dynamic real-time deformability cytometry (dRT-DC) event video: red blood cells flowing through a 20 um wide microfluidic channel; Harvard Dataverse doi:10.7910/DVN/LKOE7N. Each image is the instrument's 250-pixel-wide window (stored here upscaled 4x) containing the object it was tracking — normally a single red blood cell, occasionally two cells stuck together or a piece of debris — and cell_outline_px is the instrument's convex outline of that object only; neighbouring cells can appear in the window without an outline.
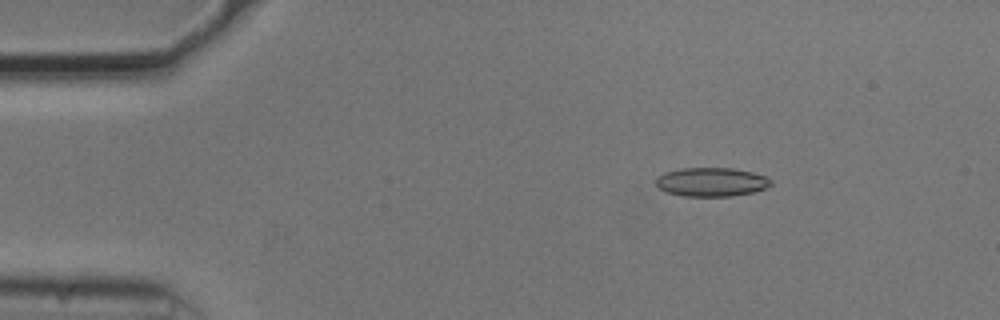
{"species": "common noctule bat (a hibernating species)", "species_latin": "Nyctalus noctula", "temperature_condition": "cold", "stored_images_in_passage": 47, "camera_frame_rate_fps": 3000, "um_per_image_px": 0.085, "animal": {"sex": "male", "body_mass_g": 20.5, "forearm_length_mm": 52.5}, "frame": {"image": 1, "passage_image": 1, "time_ms": 0.0, "image_size_px": [1000, 320], "cell_outline_px": [[772, 184], [756, 192], [732, 196], [684, 196], [664, 192], [656, 184], [656, 176], [664, 172], [680, 168], [732, 168], [752, 172], [768, 176], [772, 180]], "centroid_in_image_um": [60.47, 15.47], "position_along_channel_um": 24.5, "area_um2": 19.59}}
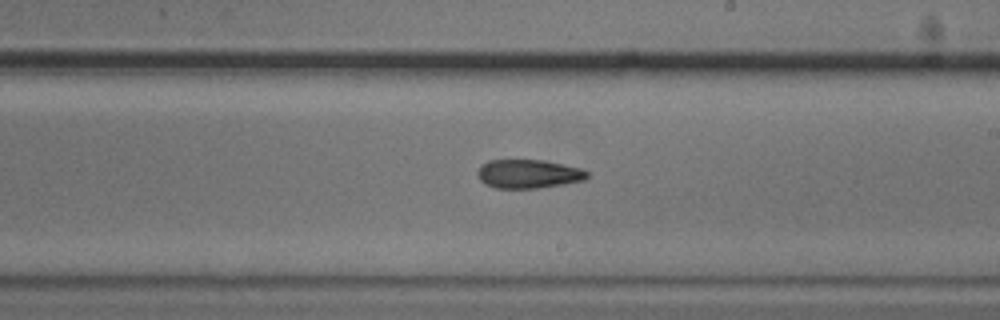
{"frame": {"image": 2, "passage_image": 24, "time_ms": 7.667, "image_size_px": [1000, 320], "cell_outline_px": [[588, 176], [584, 180], [536, 188], [496, 188], [484, 184], [480, 180], [476, 172], [488, 160], [544, 160], [580, 168], [588, 172]], "centroid_in_image_um": [44.89, 14.78], "position_along_channel_um": 244.1, "area_um2": 18.15}}
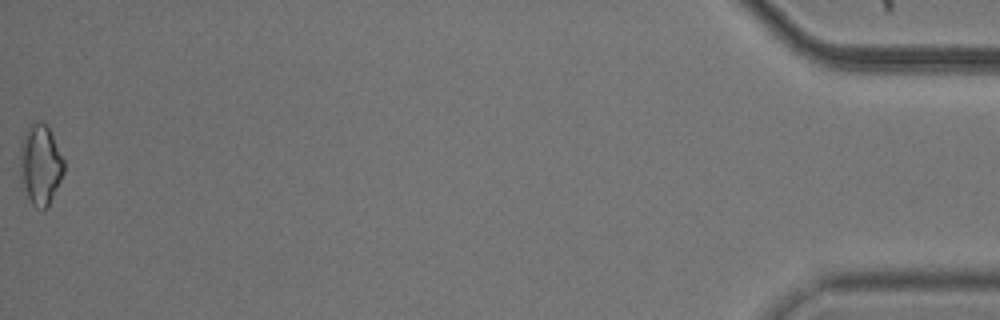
{"frame": {"image": 3, "passage_image": 47, "time_ms": 15.333, "image_size_px": [1000, 320], "cell_outline_px": [[64, 172], [48, 208], [36, 208], [32, 204], [20, 188], [20, 144], [24, 132], [36, 120], [40, 120], [48, 124], [64, 160]], "centroid_in_image_um": [3.41, 14.0], "position_along_channel_um": 431.8, "area_um2": 21.1}, "authors_computed_cell_mechanics": {"area_um2": 18.7272, "velocity_mm_per_s": 3.7298, "shape_relaxation_time_tau1_ms": null, "shape_relaxation_time_tau2_ms": 4.906, "deformation_change_tau1": null, "deformation_change_tau2": 0.1238}}